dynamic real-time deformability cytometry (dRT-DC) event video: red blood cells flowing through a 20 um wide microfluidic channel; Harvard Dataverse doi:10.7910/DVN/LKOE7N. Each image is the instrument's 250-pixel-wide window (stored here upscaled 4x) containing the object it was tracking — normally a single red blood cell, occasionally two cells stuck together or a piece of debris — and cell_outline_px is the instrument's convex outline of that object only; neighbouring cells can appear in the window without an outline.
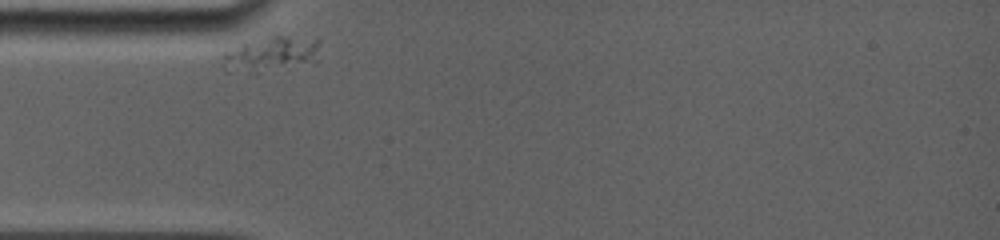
{"species": "common noctule bat (a hibernating species)", "species_latin": "Nyctalus noctula", "temperature_condition": "room temperature", "stored_images_in_passage": 54, "camera_frame_rate_fps": 5000, "um_per_image_px": 0.085, "animal": {"sex": "female", "body_mass_g": 19.0, "forearm_length_mm": 56.7}, "frame": {"image": 1, "passage_image": 1, "time_ms": 0.0, "image_size_px": [1000, 240], "cell_outline_px": [[320, 40], [316, 48], [304, 60], [248, 76], [228, 72], [224, 68], [224, 52], [240, 44], [276, 32]], "centroid_in_image_um": [22.78, 4.54], "position_along_channel_um": 62.2, "area_um2": 19.31}}
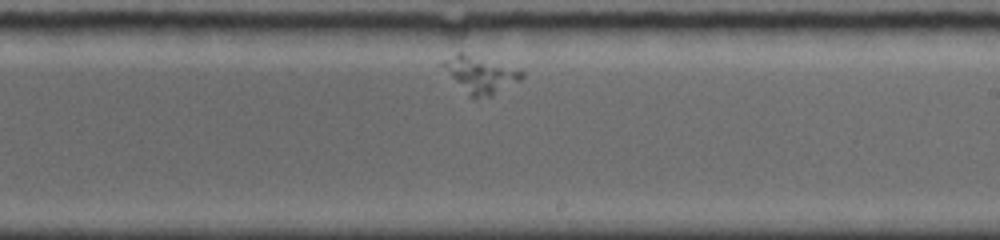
{"frame": {"image": 2, "passage_image": 31, "time_ms": 6.0, "image_size_px": [1000, 240], "cell_outline_px": [[524, 76], [520, 80], [492, 96], [472, 96], [436, 64], [456, 52], [464, 52], [520, 68], [524, 72]], "centroid_in_image_um": [40.82, 6.27], "position_along_channel_um": 248.2, "area_um2": 17.05}}
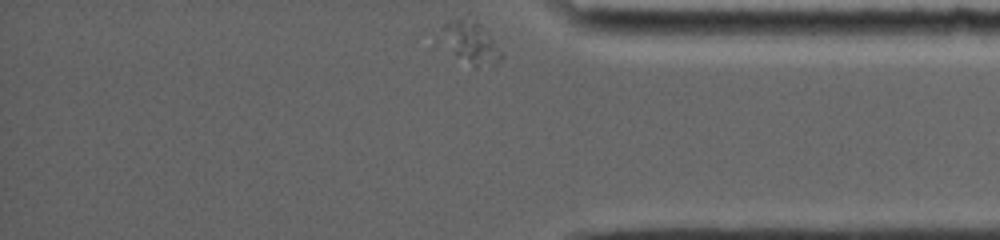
{"frame": {"image": 3, "passage_image": 54, "time_ms": 10.6, "image_size_px": [1000, 240], "cell_outline_px": [[504, 56], [492, 68], [472, 64], [456, 56], [444, 28], [444, 24], [456, 20], [476, 20], [480, 24], [504, 52]], "centroid_in_image_um": [40.23, 3.67], "position_along_channel_um": 395.0, "area_um2": 13.47}}